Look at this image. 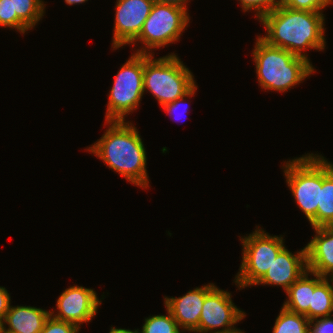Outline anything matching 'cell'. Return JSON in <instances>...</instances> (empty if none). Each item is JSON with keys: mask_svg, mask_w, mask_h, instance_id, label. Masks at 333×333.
I'll return each mask as SVG.
<instances>
[{"mask_svg": "<svg viewBox=\"0 0 333 333\" xmlns=\"http://www.w3.org/2000/svg\"><path fill=\"white\" fill-rule=\"evenodd\" d=\"M322 12L295 10L278 6L260 19L266 35L260 36L267 44L285 49L292 54L305 58L307 49H325L324 24Z\"/></svg>", "mask_w": 333, "mask_h": 333, "instance_id": "1", "label": "cell"}, {"mask_svg": "<svg viewBox=\"0 0 333 333\" xmlns=\"http://www.w3.org/2000/svg\"><path fill=\"white\" fill-rule=\"evenodd\" d=\"M108 130L88 147L110 169L128 182L147 189L149 179L146 169V151L136 127L125 121H106Z\"/></svg>", "mask_w": 333, "mask_h": 333, "instance_id": "2", "label": "cell"}, {"mask_svg": "<svg viewBox=\"0 0 333 333\" xmlns=\"http://www.w3.org/2000/svg\"><path fill=\"white\" fill-rule=\"evenodd\" d=\"M259 85L263 89L286 92L314 73L305 58L271 46L258 37L252 52Z\"/></svg>", "mask_w": 333, "mask_h": 333, "instance_id": "3", "label": "cell"}, {"mask_svg": "<svg viewBox=\"0 0 333 333\" xmlns=\"http://www.w3.org/2000/svg\"><path fill=\"white\" fill-rule=\"evenodd\" d=\"M193 77L174 53L157 59L144 54V92H151L161 107L186 95L196 85Z\"/></svg>", "mask_w": 333, "mask_h": 333, "instance_id": "4", "label": "cell"}, {"mask_svg": "<svg viewBox=\"0 0 333 333\" xmlns=\"http://www.w3.org/2000/svg\"><path fill=\"white\" fill-rule=\"evenodd\" d=\"M314 155V156H313ZM284 175L295 202L313 228H317V207L322 188V156L306 154L284 163Z\"/></svg>", "mask_w": 333, "mask_h": 333, "instance_id": "5", "label": "cell"}, {"mask_svg": "<svg viewBox=\"0 0 333 333\" xmlns=\"http://www.w3.org/2000/svg\"><path fill=\"white\" fill-rule=\"evenodd\" d=\"M189 18L184 8L154 2L140 34L130 44L135 45V42L145 44V48L138 49L136 53L152 55L150 51L153 49L178 41L190 22Z\"/></svg>", "mask_w": 333, "mask_h": 333, "instance_id": "6", "label": "cell"}, {"mask_svg": "<svg viewBox=\"0 0 333 333\" xmlns=\"http://www.w3.org/2000/svg\"><path fill=\"white\" fill-rule=\"evenodd\" d=\"M144 54L134 53L115 75L108 96L105 121H125L136 110L144 94Z\"/></svg>", "mask_w": 333, "mask_h": 333, "instance_id": "7", "label": "cell"}, {"mask_svg": "<svg viewBox=\"0 0 333 333\" xmlns=\"http://www.w3.org/2000/svg\"><path fill=\"white\" fill-rule=\"evenodd\" d=\"M240 240L243 256L240 271L234 279L239 289L255 285L285 247L282 236H270L258 227L252 234Z\"/></svg>", "mask_w": 333, "mask_h": 333, "instance_id": "8", "label": "cell"}, {"mask_svg": "<svg viewBox=\"0 0 333 333\" xmlns=\"http://www.w3.org/2000/svg\"><path fill=\"white\" fill-rule=\"evenodd\" d=\"M245 316L246 314L232 302L230 292L215 286L205 296L199 326L195 332L244 333L240 329L235 328L234 324L239 323ZM221 327V330L217 329Z\"/></svg>", "mask_w": 333, "mask_h": 333, "instance_id": "9", "label": "cell"}, {"mask_svg": "<svg viewBox=\"0 0 333 333\" xmlns=\"http://www.w3.org/2000/svg\"><path fill=\"white\" fill-rule=\"evenodd\" d=\"M56 304L58 313L54 314V311H50V315L80 328L82 323L89 322L95 317L101 299L99 300L93 289L75 285L65 289Z\"/></svg>", "mask_w": 333, "mask_h": 333, "instance_id": "10", "label": "cell"}, {"mask_svg": "<svg viewBox=\"0 0 333 333\" xmlns=\"http://www.w3.org/2000/svg\"><path fill=\"white\" fill-rule=\"evenodd\" d=\"M154 0H117L112 39L113 50L129 44L140 34Z\"/></svg>", "mask_w": 333, "mask_h": 333, "instance_id": "11", "label": "cell"}, {"mask_svg": "<svg viewBox=\"0 0 333 333\" xmlns=\"http://www.w3.org/2000/svg\"><path fill=\"white\" fill-rule=\"evenodd\" d=\"M215 286L213 283H210L202 287H196L182 297H164L165 306L171 312L179 328L190 332H195L198 329L205 296Z\"/></svg>", "mask_w": 333, "mask_h": 333, "instance_id": "12", "label": "cell"}, {"mask_svg": "<svg viewBox=\"0 0 333 333\" xmlns=\"http://www.w3.org/2000/svg\"><path fill=\"white\" fill-rule=\"evenodd\" d=\"M307 270L306 247L296 255L284 247L255 285H279L286 291Z\"/></svg>", "mask_w": 333, "mask_h": 333, "instance_id": "13", "label": "cell"}, {"mask_svg": "<svg viewBox=\"0 0 333 333\" xmlns=\"http://www.w3.org/2000/svg\"><path fill=\"white\" fill-rule=\"evenodd\" d=\"M315 236L305 246L307 269L333 278V225L314 228Z\"/></svg>", "mask_w": 333, "mask_h": 333, "instance_id": "14", "label": "cell"}, {"mask_svg": "<svg viewBox=\"0 0 333 333\" xmlns=\"http://www.w3.org/2000/svg\"><path fill=\"white\" fill-rule=\"evenodd\" d=\"M50 310L31 306H11L2 320V333H41ZM8 325L6 329L5 325Z\"/></svg>", "mask_w": 333, "mask_h": 333, "instance_id": "15", "label": "cell"}, {"mask_svg": "<svg viewBox=\"0 0 333 333\" xmlns=\"http://www.w3.org/2000/svg\"><path fill=\"white\" fill-rule=\"evenodd\" d=\"M315 277L309 278L308 275ZM317 273L305 271L285 292L288 300L283 307L298 314H303L309 320V305L311 304L314 288L324 279Z\"/></svg>", "mask_w": 333, "mask_h": 333, "instance_id": "16", "label": "cell"}, {"mask_svg": "<svg viewBox=\"0 0 333 333\" xmlns=\"http://www.w3.org/2000/svg\"><path fill=\"white\" fill-rule=\"evenodd\" d=\"M333 225V164L322 156V188L317 207V227Z\"/></svg>", "mask_w": 333, "mask_h": 333, "instance_id": "17", "label": "cell"}, {"mask_svg": "<svg viewBox=\"0 0 333 333\" xmlns=\"http://www.w3.org/2000/svg\"><path fill=\"white\" fill-rule=\"evenodd\" d=\"M333 278H324L312 293L309 305V320L332 315L333 312Z\"/></svg>", "mask_w": 333, "mask_h": 333, "instance_id": "18", "label": "cell"}, {"mask_svg": "<svg viewBox=\"0 0 333 333\" xmlns=\"http://www.w3.org/2000/svg\"><path fill=\"white\" fill-rule=\"evenodd\" d=\"M309 325L305 315L292 312L282 306L272 333H309Z\"/></svg>", "mask_w": 333, "mask_h": 333, "instance_id": "19", "label": "cell"}, {"mask_svg": "<svg viewBox=\"0 0 333 333\" xmlns=\"http://www.w3.org/2000/svg\"><path fill=\"white\" fill-rule=\"evenodd\" d=\"M13 14L31 30L40 21L45 13V4L42 0H12Z\"/></svg>", "mask_w": 333, "mask_h": 333, "instance_id": "20", "label": "cell"}, {"mask_svg": "<svg viewBox=\"0 0 333 333\" xmlns=\"http://www.w3.org/2000/svg\"><path fill=\"white\" fill-rule=\"evenodd\" d=\"M167 315H154L145 319L142 330L139 333H181L178 323L166 308Z\"/></svg>", "mask_w": 333, "mask_h": 333, "instance_id": "21", "label": "cell"}, {"mask_svg": "<svg viewBox=\"0 0 333 333\" xmlns=\"http://www.w3.org/2000/svg\"><path fill=\"white\" fill-rule=\"evenodd\" d=\"M0 26L15 28L22 34L29 30L18 19L17 14H13L12 0H0Z\"/></svg>", "mask_w": 333, "mask_h": 333, "instance_id": "22", "label": "cell"}, {"mask_svg": "<svg viewBox=\"0 0 333 333\" xmlns=\"http://www.w3.org/2000/svg\"><path fill=\"white\" fill-rule=\"evenodd\" d=\"M331 3L333 0H279V6L311 12H322Z\"/></svg>", "mask_w": 333, "mask_h": 333, "instance_id": "23", "label": "cell"}, {"mask_svg": "<svg viewBox=\"0 0 333 333\" xmlns=\"http://www.w3.org/2000/svg\"><path fill=\"white\" fill-rule=\"evenodd\" d=\"M244 12L256 11L257 19H261L267 13L274 11L279 6V0H239Z\"/></svg>", "mask_w": 333, "mask_h": 333, "instance_id": "24", "label": "cell"}, {"mask_svg": "<svg viewBox=\"0 0 333 333\" xmlns=\"http://www.w3.org/2000/svg\"><path fill=\"white\" fill-rule=\"evenodd\" d=\"M79 330L77 325L58 320L50 315L45 321L41 333H78Z\"/></svg>", "mask_w": 333, "mask_h": 333, "instance_id": "25", "label": "cell"}, {"mask_svg": "<svg viewBox=\"0 0 333 333\" xmlns=\"http://www.w3.org/2000/svg\"><path fill=\"white\" fill-rule=\"evenodd\" d=\"M331 316L309 320V333H333V318Z\"/></svg>", "mask_w": 333, "mask_h": 333, "instance_id": "26", "label": "cell"}, {"mask_svg": "<svg viewBox=\"0 0 333 333\" xmlns=\"http://www.w3.org/2000/svg\"><path fill=\"white\" fill-rule=\"evenodd\" d=\"M196 90H197V85H195L186 95H184L183 97H181V98H178L177 100H175L174 102H170V103H167V104H165L164 106H163V110H165L166 112H167V114H170V116L171 117H174L175 118V116H173L174 115V112H176V110L177 109H179V107L180 106H182L183 107V105H184V112L183 113H187V109H188V107H187V105L185 104L186 103V101H185V99L187 98V97H192L194 94H195V92H196ZM182 104V105H181ZM183 113H181V114H183ZM173 114V115H172ZM178 115H180L179 113H178ZM181 116V115H180ZM179 117V116H178ZM173 118V119H174ZM180 118H178V119H176L177 121L179 120Z\"/></svg>", "mask_w": 333, "mask_h": 333, "instance_id": "27", "label": "cell"}, {"mask_svg": "<svg viewBox=\"0 0 333 333\" xmlns=\"http://www.w3.org/2000/svg\"><path fill=\"white\" fill-rule=\"evenodd\" d=\"M10 294L5 287H0V321L4 319L6 313L10 308Z\"/></svg>", "mask_w": 333, "mask_h": 333, "instance_id": "28", "label": "cell"}, {"mask_svg": "<svg viewBox=\"0 0 333 333\" xmlns=\"http://www.w3.org/2000/svg\"><path fill=\"white\" fill-rule=\"evenodd\" d=\"M187 1L189 0H154V2L162 3V4H168V5H174L180 8H184L187 10Z\"/></svg>", "mask_w": 333, "mask_h": 333, "instance_id": "29", "label": "cell"}, {"mask_svg": "<svg viewBox=\"0 0 333 333\" xmlns=\"http://www.w3.org/2000/svg\"><path fill=\"white\" fill-rule=\"evenodd\" d=\"M139 329L137 330H129V329H121V328H114V327H111L110 329V332L109 333H139L138 331Z\"/></svg>", "mask_w": 333, "mask_h": 333, "instance_id": "30", "label": "cell"}, {"mask_svg": "<svg viewBox=\"0 0 333 333\" xmlns=\"http://www.w3.org/2000/svg\"><path fill=\"white\" fill-rule=\"evenodd\" d=\"M88 0H65L66 4L68 5H73V4H81V3H84Z\"/></svg>", "mask_w": 333, "mask_h": 333, "instance_id": "31", "label": "cell"}, {"mask_svg": "<svg viewBox=\"0 0 333 333\" xmlns=\"http://www.w3.org/2000/svg\"><path fill=\"white\" fill-rule=\"evenodd\" d=\"M0 333H2V323L0 321Z\"/></svg>", "mask_w": 333, "mask_h": 333, "instance_id": "32", "label": "cell"}]
</instances>
